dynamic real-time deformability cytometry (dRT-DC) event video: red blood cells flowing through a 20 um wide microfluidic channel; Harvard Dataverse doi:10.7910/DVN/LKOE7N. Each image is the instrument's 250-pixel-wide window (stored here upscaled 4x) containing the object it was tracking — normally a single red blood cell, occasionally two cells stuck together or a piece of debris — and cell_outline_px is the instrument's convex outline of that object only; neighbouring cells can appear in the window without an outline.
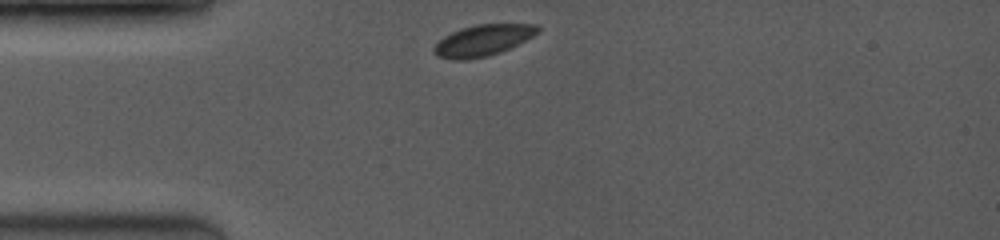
{"species": "common noctule bat (a hibernating species)", "species_latin": "Nyctalus noctula", "temperature_condition": "room temperature", "stored_images_in_passage": 32, "camera_frame_rate_fps": 3500, "um_per_image_px": 0.085, "animal": {"sex": "female", "body_mass_g": 19.0, "forearm_length_mm": 53.3}, "frame": {"image": 1, "passage_image": 1, "time_ms": 0.0, "image_size_px": [1000, 240], "cell_outline_px": [[540, 32], [500, 52], [488, 56], [468, 60], [452, 60], [436, 56], [432, 48], [444, 36], [452, 32], [476, 24], [536, 24], [540, 28]], "centroid_in_image_um": [41.02, 3.44], "position_along_channel_um": 44.0, "area_um2": 18.73}}
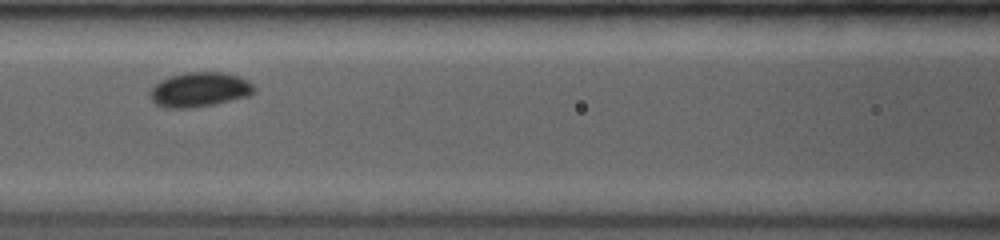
{"frame": {"image": 2, "passage_image": 17, "time_ms": 3.143, "image_size_px": [1000, 240], "cell_outline_px": [[256, 88], [248, 96], [212, 104], [192, 108], [164, 108], [156, 104], [152, 100], [152, 88], [160, 80], [168, 76], [184, 72], [224, 72], [240, 76], [248, 80]], "centroid_in_image_um": [16.97, 7.6], "position_along_channel_um": 149.6, "area_um2": 20.92}}
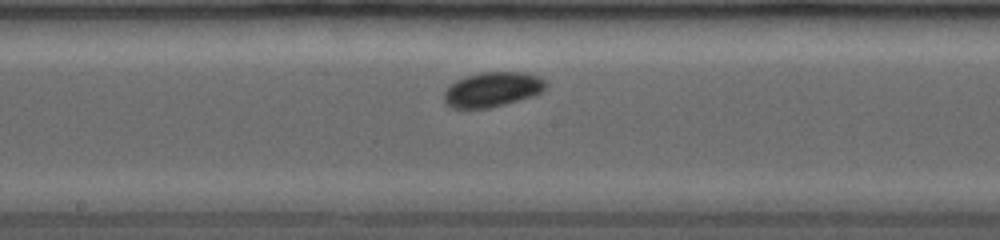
{"frame": {"image": 3, "passage_image": 24, "time_ms": 4.571, "image_size_px": [1000, 240], "cell_outline_px": [[548, 84], [536, 96], [488, 108], [452, 108], [444, 104], [444, 92], [448, 84], [464, 76], [480, 72], [524, 72], [540, 76]], "centroid_in_image_um": [41.83, 7.6], "position_along_channel_um": 206.4, "area_um2": 20.98}}